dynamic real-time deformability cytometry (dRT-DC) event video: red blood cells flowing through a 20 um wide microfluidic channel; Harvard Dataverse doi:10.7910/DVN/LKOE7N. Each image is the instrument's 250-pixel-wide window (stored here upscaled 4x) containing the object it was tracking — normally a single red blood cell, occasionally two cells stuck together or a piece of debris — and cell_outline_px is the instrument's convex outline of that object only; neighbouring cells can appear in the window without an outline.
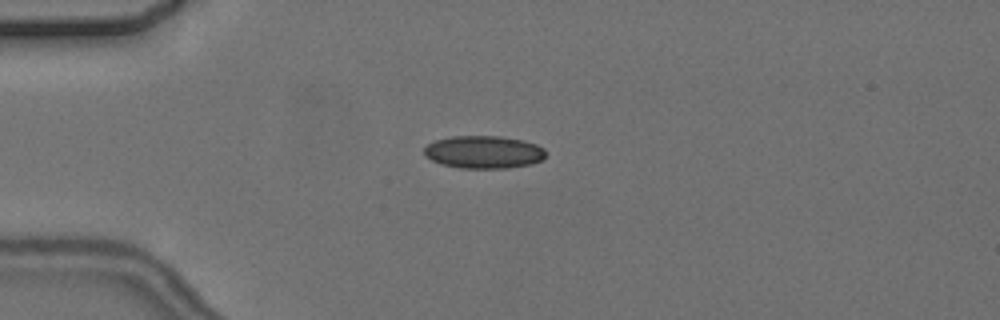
{"species": "common noctule bat (a hibernating species)", "species_latin": "Nyctalus noctula", "temperature_condition": "cold", "stored_images_in_passage": 7, "camera_frame_rate_fps": 3000, "um_per_image_px": 0.085, "animal": {"sex": "female", "body_mass_g": 24.6, "forearm_length_mm": 56.2}, "frame": {"image": 1, "passage_image": 1, "time_ms": 0.0, "image_size_px": [1000, 320], "cell_outline_px": [[548, 156], [532, 164], [508, 168], [460, 168], [444, 164], [432, 160], [424, 156], [424, 148], [428, 144], [436, 140], [452, 136], [500, 136], [524, 140], [536, 144], [544, 148], [548, 152]], "centroid_in_image_um": [41.17, 12.92], "position_along_channel_um": 43.8, "area_um2": 23.35}}
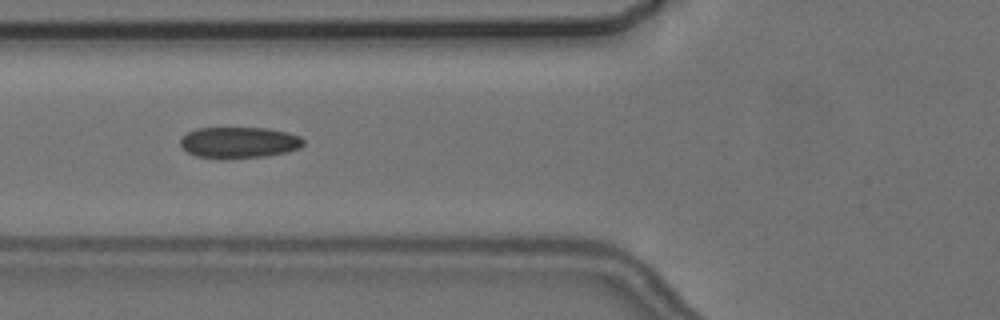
{"frame": {"image": 2, "passage_image": 3, "time_ms": 2.333, "image_size_px": [1000, 320], "cell_outline_px": [[304, 144], [300, 148], [288, 152], [264, 156], [220, 160], [196, 156], [188, 152], [180, 144], [180, 140], [188, 132], [196, 128], [268, 128], [288, 132], [300, 136], [304, 140]], "centroid_in_image_um": [20.33, 12.12], "position_along_channel_um": 105.5, "area_um2": 22.66}}
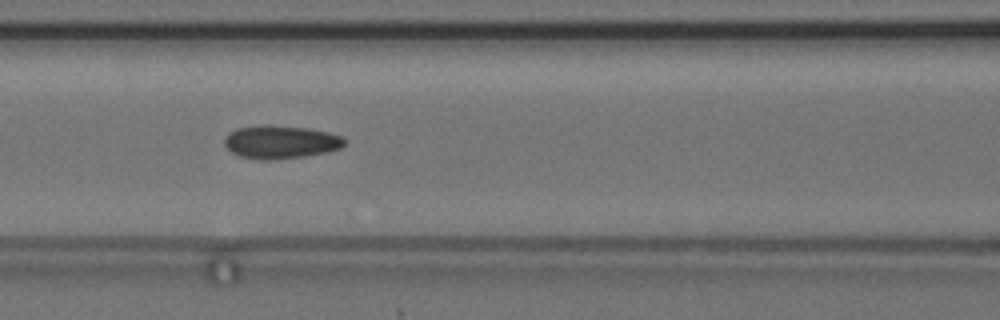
{"frame": {"image": 3, "passage_image": 4, "time_ms": 3.333, "image_size_px": [1000, 320], "cell_outline_px": [[348, 140], [340, 148], [328, 152], [304, 156], [272, 160], [260, 160], [240, 156], [232, 152], [224, 144], [224, 140], [228, 132], [236, 128], [308, 128], [328, 132], [344, 136]], "centroid_in_image_um": [23.91, 12.12], "position_along_channel_um": 142.7, "area_um2": 22.43}}